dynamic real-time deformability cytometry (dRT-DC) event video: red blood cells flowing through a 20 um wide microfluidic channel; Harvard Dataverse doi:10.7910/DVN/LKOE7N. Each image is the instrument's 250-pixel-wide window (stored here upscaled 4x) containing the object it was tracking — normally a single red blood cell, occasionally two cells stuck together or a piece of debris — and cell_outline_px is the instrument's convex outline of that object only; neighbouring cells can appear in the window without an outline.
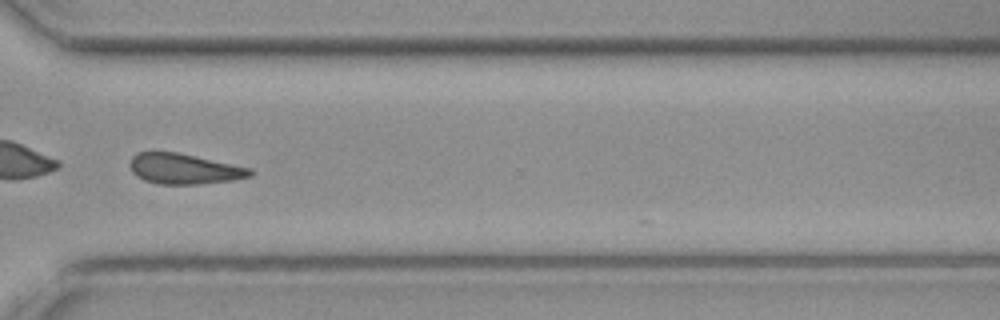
{"species": "common noctule bat (a hibernating species)", "species_latin": "Nyctalus noctula", "temperature_condition": "cold", "stored_images_in_passage": 42, "camera_frame_rate_fps": 3000, "um_per_image_px": 0.085, "animal": {"sex": "female", "body_mass_g": 19.3, "forearm_length_mm": 54.1}, "frame": {"image": 1, "passage_image": 36, "time_ms": 11.667, "image_size_px": [1000, 320], "cell_outline_px": [[256, 172], [252, 176], [232, 180], [196, 184], [160, 184], [144, 180], [136, 176], [132, 172], [132, 156], [136, 152], [176, 152], [252, 168]], "centroid_in_image_um": [15.69, 14.35], "position_along_channel_um": 354.9, "area_um2": 21.15}}